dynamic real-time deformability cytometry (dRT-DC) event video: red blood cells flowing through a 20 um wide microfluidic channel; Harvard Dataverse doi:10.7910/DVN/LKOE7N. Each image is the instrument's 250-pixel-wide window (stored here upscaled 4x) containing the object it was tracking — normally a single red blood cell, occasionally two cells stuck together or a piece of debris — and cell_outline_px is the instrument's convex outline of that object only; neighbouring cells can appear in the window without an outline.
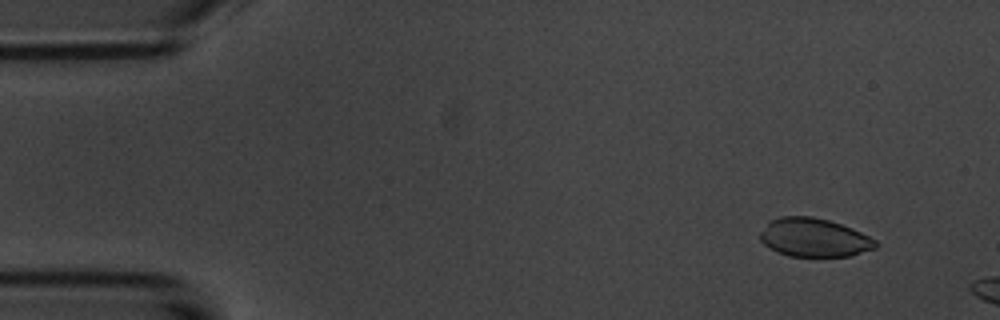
{"species": "common noctule bat (a hibernating species)", "species_latin": "Nyctalus noctula", "temperature_condition": "room temperature", "stored_images_in_passage": 10, "camera_frame_rate_fps": 3000, "um_per_image_px": 0.085, "animal": {"sex": "male", "body_mass_g": 20.1, "forearm_length_mm": 53.5}, "frame": {"image": 1, "passage_image": 5, "time_ms": 1.333, "image_size_px": [1000, 320], "cell_outline_px": [[880, 244], [876, 248], [852, 256], [788, 256], [776, 252], [764, 244], [760, 240], [760, 232], [772, 220], [780, 216], [812, 216], [828, 220], [852, 228], [876, 240]], "centroid_in_image_um": [69.22, 20.2], "position_along_channel_um": 15.8, "area_um2": 25.95}}